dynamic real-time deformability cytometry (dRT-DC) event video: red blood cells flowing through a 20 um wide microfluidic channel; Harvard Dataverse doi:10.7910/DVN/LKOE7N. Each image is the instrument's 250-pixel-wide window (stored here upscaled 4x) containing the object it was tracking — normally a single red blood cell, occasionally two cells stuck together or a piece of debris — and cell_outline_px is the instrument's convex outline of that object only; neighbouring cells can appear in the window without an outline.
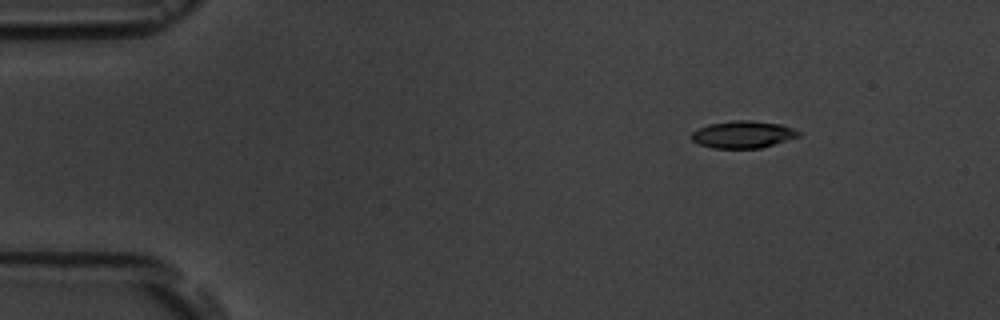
{"species": "common noctule bat (a hibernating species)", "species_latin": "Nyctalus noctula", "temperature_condition": "room temperature", "stored_images_in_passage": 15, "camera_frame_rate_fps": 3000, "um_per_image_px": 0.085, "animal": {"sex": "male", "body_mass_g": 19.5, "forearm_length_mm": 54.6}, "frame": {"image": 1, "passage_image": 1, "time_ms": 0.0, "image_size_px": [1000, 320], "cell_outline_px": [[800, 136], [760, 148], [712, 148], [700, 144], [692, 140], [688, 136], [692, 132], [708, 124], [732, 120], [752, 120], [780, 124], [792, 128], [800, 132]], "centroid_in_image_um": [63.12, 11.42], "position_along_channel_um": 21.9, "area_um2": 16.94}}
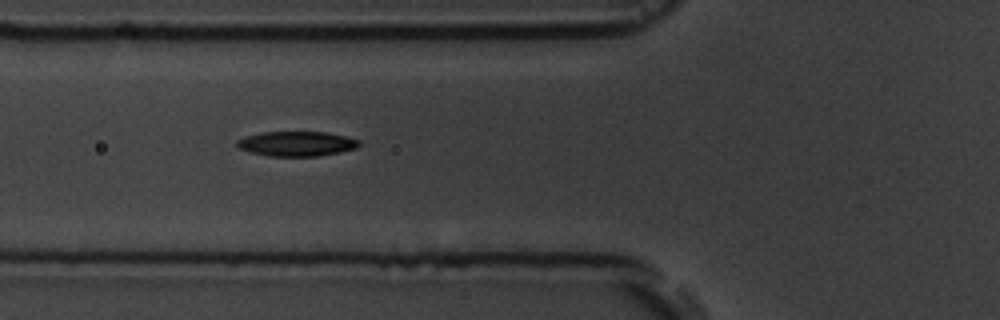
{"frame": {"image": 2, "passage_image": 5, "time_ms": 4.333, "image_size_px": [1000, 320], "cell_outline_px": [[360, 144], [356, 148], [340, 152], [316, 156], [268, 156], [236, 148], [236, 140], [248, 136], [264, 132], [324, 132], [344, 136], [360, 140]], "centroid_in_image_um": [25.2, 12.22], "position_along_channel_um": 100.6, "area_um2": 17.51}}
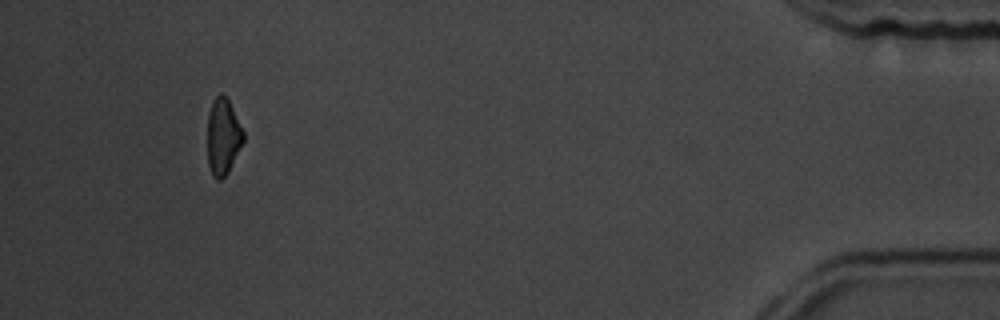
{"frame": {"image": 3, "passage_image": 14, "time_ms": 14.667, "image_size_px": [1000, 320], "cell_outline_px": [[244, 140], [228, 172], [220, 180], [216, 180], [212, 176], [208, 164], [208, 112], [212, 100], [220, 92], [228, 100], [244, 132]], "centroid_in_image_um": [18.94, 11.62], "position_along_channel_um": 416.3, "area_um2": 15.9}, "authors_computed_cell_mechanics": {"area_um2": 17.1666, "velocity_mm_per_s": 3.7319, "shape_relaxation_time_tau1_ms": 4.41, "shape_relaxation_time_tau2_ms": 7.973, "deformation_change_tau1": 0.1301, "deformation_change_tau2": 0.1452}}